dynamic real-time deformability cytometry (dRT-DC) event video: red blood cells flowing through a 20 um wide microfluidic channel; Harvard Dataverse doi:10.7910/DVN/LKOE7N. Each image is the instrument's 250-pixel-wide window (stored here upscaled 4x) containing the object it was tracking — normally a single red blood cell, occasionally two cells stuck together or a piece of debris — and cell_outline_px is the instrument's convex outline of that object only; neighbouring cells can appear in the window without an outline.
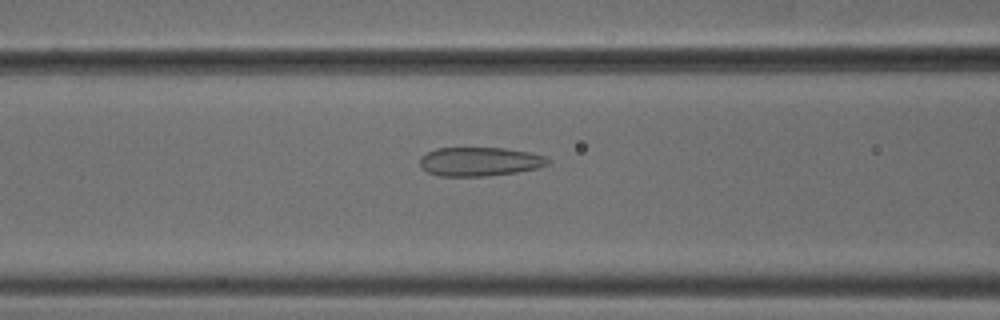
{"species": "common noctule bat (a hibernating species)", "species_latin": "Nyctalus noctula", "temperature_condition": "cold", "stored_images_in_passage": 53, "camera_frame_rate_fps": 3000, "um_per_image_px": 0.085, "animal": {"sex": "male", "body_mass_g": 18.8}, "frame": {"image": 1, "passage_image": 22, "time_ms": 7.0, "image_size_px": [1000, 320], "cell_outline_px": [[548, 164], [536, 168], [516, 172], [484, 176], [440, 176], [428, 172], [420, 164], [420, 156], [436, 148], [504, 148], [528, 152], [548, 156]], "centroid_in_image_um": [40.77, 13.73], "position_along_channel_um": 125.8, "area_um2": 21.39}}
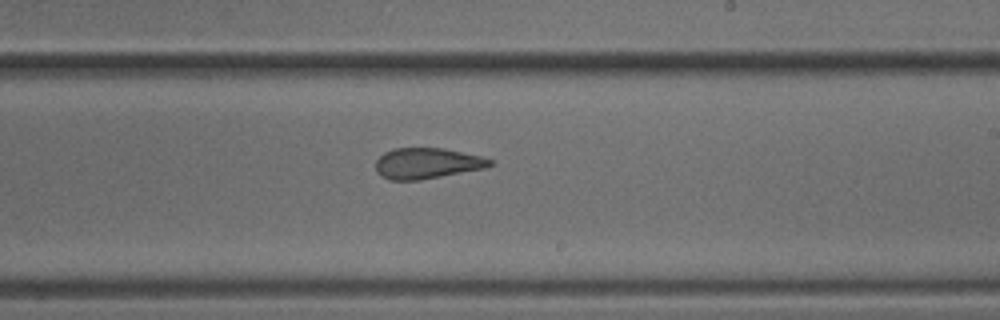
{"frame": {"image": 2, "passage_image": 32, "time_ms": 10.333, "image_size_px": [1000, 320], "cell_outline_px": [[496, 164], [484, 168], [420, 180], [388, 180], [376, 172], [376, 160], [384, 152], [392, 148], [444, 148], [480, 156], [492, 160]], "centroid_in_image_um": [36.28, 13.88], "position_along_channel_um": 252.7, "area_um2": 20.52}}
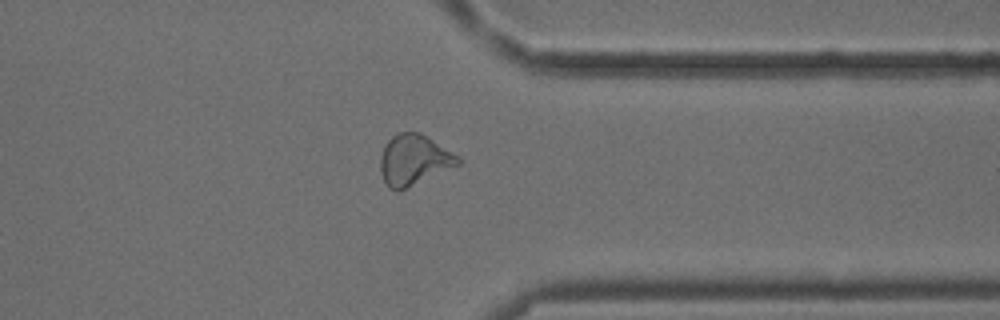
{"frame": {"image": 3, "passage_image": 42, "time_ms": 13.667, "image_size_px": [1000, 320], "cell_outline_px": [[460, 164], [396, 192], [388, 188], [380, 172], [380, 156], [384, 144], [392, 136], [400, 132], [420, 132], [460, 156]], "centroid_in_image_um": [35.15, 13.58], "position_along_channel_um": 376.2, "area_um2": 22.83}, "authors_computed_cell_mechanics": {"area_um2": 23.5246, "velocity_mm_per_s": 3.8026, "shape_relaxation_time_tau1_ms": null, "shape_relaxation_time_tau2_ms": 2.2105, "deformation_change_tau1": null, "deformation_change_tau2": 0.0972}}